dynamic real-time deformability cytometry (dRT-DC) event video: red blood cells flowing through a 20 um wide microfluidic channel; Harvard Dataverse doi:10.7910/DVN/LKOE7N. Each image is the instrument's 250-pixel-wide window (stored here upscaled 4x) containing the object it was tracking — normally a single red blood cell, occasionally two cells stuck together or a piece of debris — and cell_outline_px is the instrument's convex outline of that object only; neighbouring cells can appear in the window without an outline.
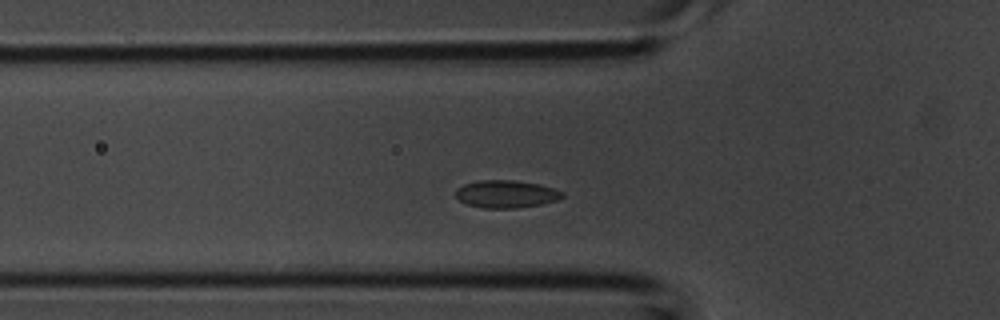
{"species": "common noctule bat (a hibernating species)", "species_latin": "Nyctalus noctula", "temperature_condition": "room temperature", "stored_images_in_passage": 36, "camera_frame_rate_fps": 3000, "um_per_image_px": 0.085, "animal": {"sex": "male", "body_mass_g": 20.1, "forearm_length_mm": 53.5}, "frame": {"image": 1, "passage_image": 7, "time_ms": 2.0, "image_size_px": [1000, 320], "cell_outline_px": [[564, 196], [556, 200], [540, 204], [516, 208], [480, 208], [468, 204], [460, 200], [456, 196], [456, 188], [464, 184], [476, 180], [512, 180], [540, 184], [556, 188], [564, 192]], "centroid_in_image_um": [43.03, 16.48], "position_along_channel_um": 82.8, "area_um2": 17.22}}
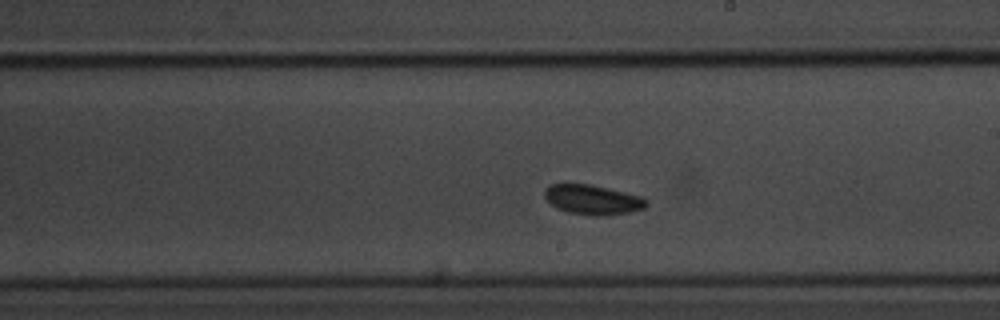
{"frame": {"image": 2, "passage_image": 17, "time_ms": 5.333, "image_size_px": [1000, 320], "cell_outline_px": [[648, 204], [644, 208], [628, 212], [608, 216], [596, 216], [568, 212], [556, 208], [544, 196], [544, 188], [548, 184], [588, 184], [624, 192], [640, 196], [648, 200]], "centroid_in_image_um": [50.36, 16.98], "position_along_channel_um": 238.6, "area_um2": 17.57}}
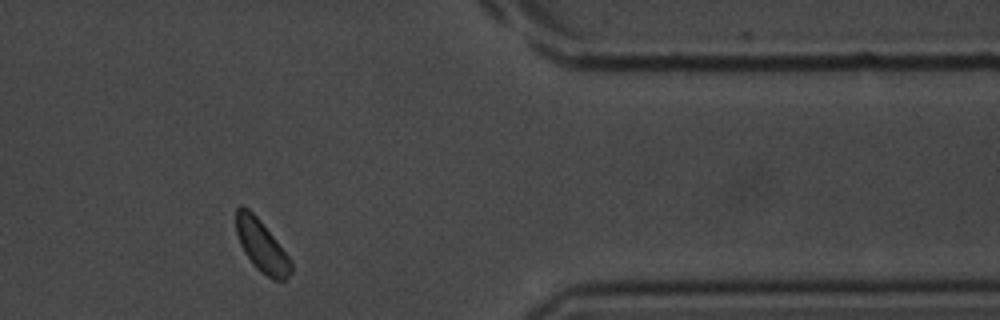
{"frame": {"image": 3, "passage_image": 28, "time_ms": 9.0, "image_size_px": [1000, 320], "cell_outline_px": [[292, 272], [284, 280], [272, 280], [260, 272], [252, 264], [244, 252], [240, 244], [236, 232], [236, 208], [240, 204], [248, 208], [260, 220], [292, 260]], "centroid_in_image_um": [22.23, 20.92], "position_along_channel_um": 389.2, "area_um2": 16.7}}